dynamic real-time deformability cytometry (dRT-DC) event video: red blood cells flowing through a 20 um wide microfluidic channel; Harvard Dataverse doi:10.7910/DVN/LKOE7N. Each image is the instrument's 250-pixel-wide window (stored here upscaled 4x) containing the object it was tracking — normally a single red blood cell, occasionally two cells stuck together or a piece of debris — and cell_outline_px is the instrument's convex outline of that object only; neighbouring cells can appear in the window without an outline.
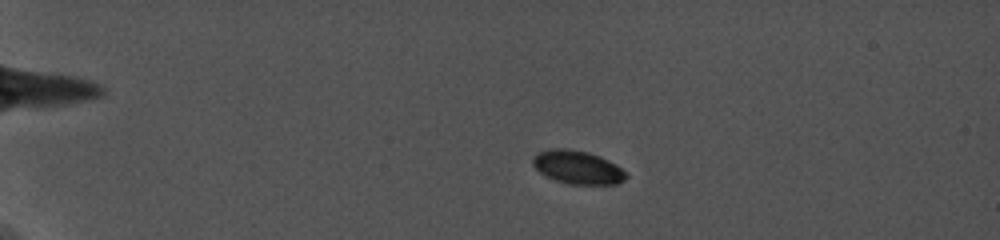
{"species": "common noctule bat (a hibernating species)", "species_latin": "Nyctalus noctula", "temperature_condition": "cold", "stored_images_in_passage": 37, "camera_frame_rate_fps": 5000, "um_per_image_px": 0.085, "animal": {"sex": "female", "body_mass_g": 19.0, "forearm_length_mm": 56.7}, "frame": {"image": 1, "passage_image": 8, "time_ms": 3.6, "image_size_px": [1000, 240], "cell_outline_px": [[628, 176], [624, 180], [616, 184], [568, 184], [556, 180], [540, 172], [532, 164], [532, 156], [536, 152], [552, 148], [568, 148], [588, 152], [600, 156], [616, 164], [628, 172]], "centroid_in_image_um": [49.1, 14.2], "position_along_channel_um": 35.9, "area_um2": 18.32}}
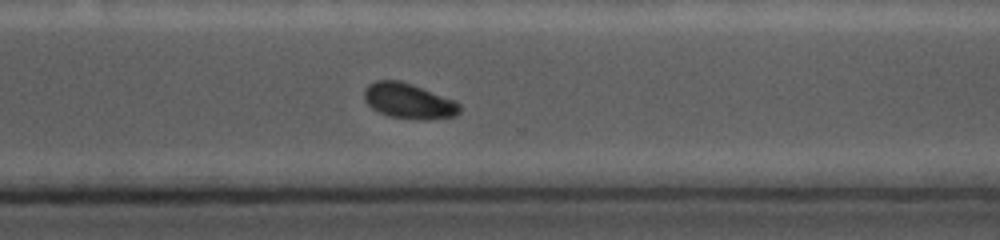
{"frame": {"image": 2, "passage_image": 33, "time_ms": 14.4, "image_size_px": [1000, 240], "cell_outline_px": [[460, 112], [456, 116], [388, 116], [372, 108], [364, 100], [364, 92], [368, 84], [376, 80], [400, 80], [412, 84], [456, 100], [460, 104]], "centroid_in_image_um": [34.7, 8.5], "position_along_channel_um": 335.9, "area_um2": 18.79}}
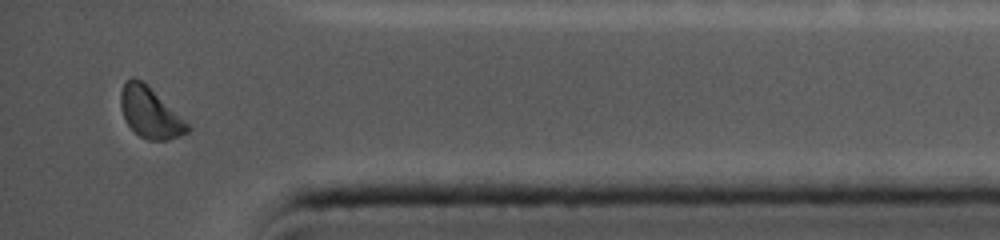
{"frame": {"image": 3, "passage_image": 37, "time_ms": 16.8, "image_size_px": [1000, 240], "cell_outline_px": [[192, 128], [188, 132], [180, 136], [168, 140], [148, 140], [140, 136], [124, 120], [120, 108], [120, 92], [124, 84], [132, 76], [140, 80], [184, 120]], "centroid_in_image_um": [12.72, 9.61], "position_along_channel_um": 422.5, "area_um2": 19.13}, "authors_computed_cell_mechanics": {"area_um2": 19.7676, "velocity_mm_per_s": 3.729, "shape_relaxation_time_tau1_ms": 2.4095, "shape_relaxation_time_tau2_ms": null, "deformation_change_tau1": 0.0537, "deformation_change_tau2": null}}